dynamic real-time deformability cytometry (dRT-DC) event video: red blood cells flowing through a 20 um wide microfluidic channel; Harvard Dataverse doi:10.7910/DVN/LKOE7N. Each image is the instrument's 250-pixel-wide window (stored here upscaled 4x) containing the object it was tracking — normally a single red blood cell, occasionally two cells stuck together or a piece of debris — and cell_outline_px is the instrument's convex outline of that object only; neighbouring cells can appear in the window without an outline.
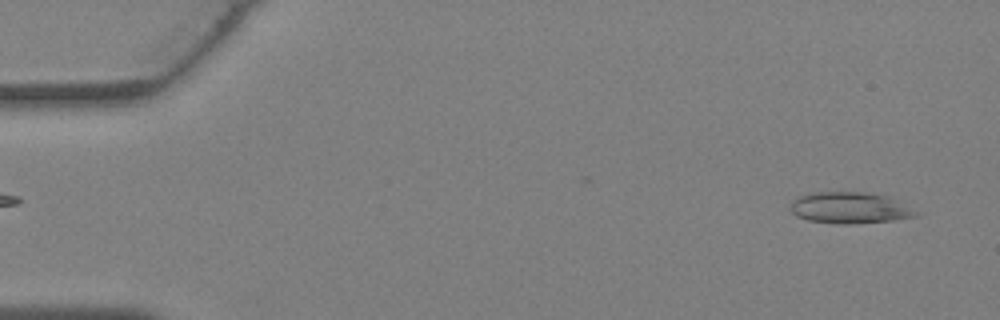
{"species": "Egyptian fruit bat (a non-hibernating species)", "species_latin": "Rousettus aegyptiacus", "temperature_condition": "warm", "stored_images_in_passage": 37, "camera_frame_rate_fps": 3000, "um_per_image_px": 0.085, "animal": {"sex": "female"}, "frame": {"image": 1, "passage_image": 2, "time_ms": 0.333, "image_size_px": [1000, 320], "cell_outline_px": [[924, 212], [920, 216], [892, 220], [852, 224], [836, 224], [808, 220], [796, 216], [788, 208], [788, 204], [792, 200], [800, 196], [812, 192], [864, 192], [888, 196]], "centroid_in_image_um": [72.28, 17.67], "position_along_channel_um": 12.7, "area_um2": 23.47}}
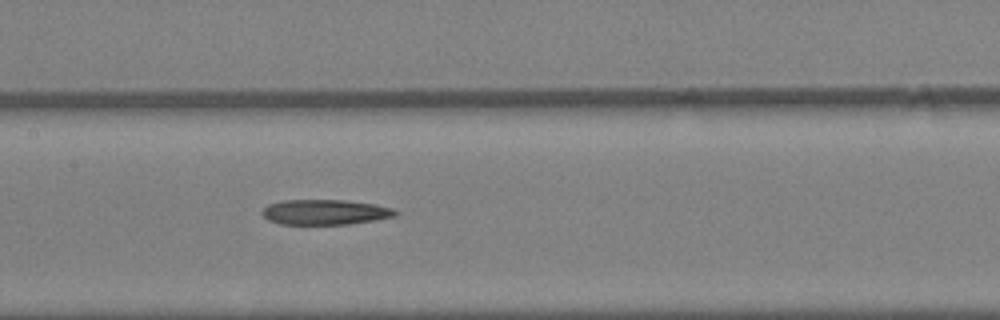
{"frame": {"image": 2, "passage_image": 18, "time_ms": 5.667, "image_size_px": [1000, 320], "cell_outline_px": [[400, 212], [396, 216], [376, 220], [348, 224], [280, 224], [268, 220], [260, 212], [268, 204], [284, 200], [344, 200], [372, 204], [392, 208]], "centroid_in_image_um": [27.63, 18.03], "position_along_channel_um": 179.8, "area_um2": 19.54}}
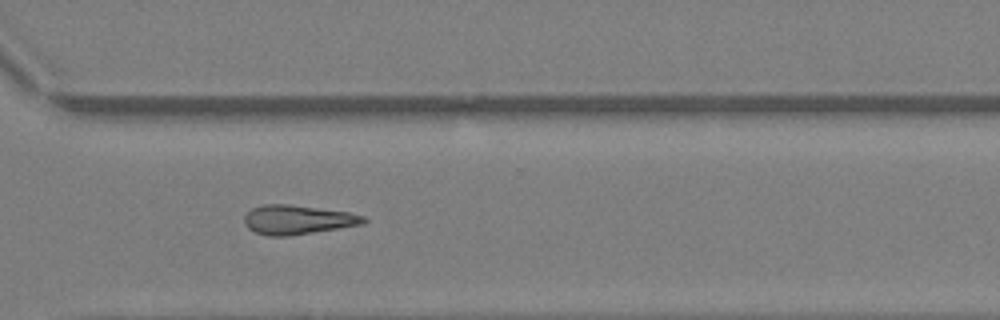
{"frame": {"image": 3, "passage_image": 27, "time_ms": 8.667, "image_size_px": [1000, 320], "cell_outline_px": [[368, 220], [364, 224], [288, 236], [268, 236], [256, 232], [248, 228], [244, 224], [244, 216], [252, 208], [264, 204], [288, 204], [348, 212], [364, 216]], "centroid_in_image_um": [25.28, 18.67], "position_along_channel_um": 345.3, "area_um2": 20.23}}